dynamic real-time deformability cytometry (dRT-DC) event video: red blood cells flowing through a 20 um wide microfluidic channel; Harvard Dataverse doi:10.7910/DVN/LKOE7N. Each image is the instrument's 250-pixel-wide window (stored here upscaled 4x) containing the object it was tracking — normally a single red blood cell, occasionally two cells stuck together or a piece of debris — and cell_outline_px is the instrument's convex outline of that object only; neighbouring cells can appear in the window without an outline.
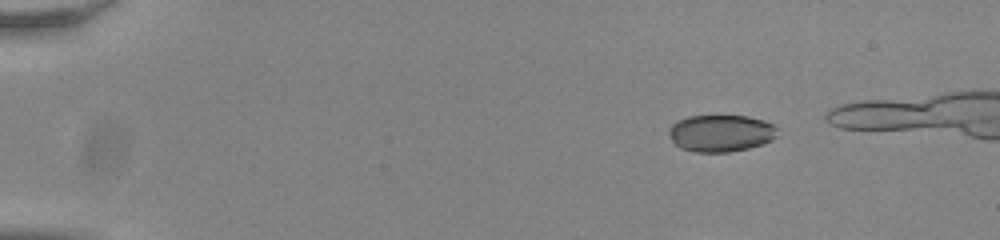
{"species": "common noctule bat (a hibernating species)", "species_latin": "Nyctalus noctula", "temperature_condition": "room temperature", "stored_images_in_passage": 19, "camera_frame_rate_fps": 3000, "um_per_image_px": 0.085, "animal": {"sex": "male", "body_mass_g": 20.0, "forearm_length_mm": 53.3}, "frame": {"image": 1, "passage_image": 9, "time_ms": 2.667, "image_size_px": [1000, 240], "cell_outline_px": [[776, 136], [772, 140], [748, 148], [728, 152], [696, 152], [680, 148], [672, 140], [668, 132], [668, 128], [676, 120], [688, 116], [748, 116], [764, 120], [772, 124], [776, 128]], "centroid_in_image_um": [61.24, 11.31], "position_along_channel_um": 23.8, "area_um2": 23.35}}